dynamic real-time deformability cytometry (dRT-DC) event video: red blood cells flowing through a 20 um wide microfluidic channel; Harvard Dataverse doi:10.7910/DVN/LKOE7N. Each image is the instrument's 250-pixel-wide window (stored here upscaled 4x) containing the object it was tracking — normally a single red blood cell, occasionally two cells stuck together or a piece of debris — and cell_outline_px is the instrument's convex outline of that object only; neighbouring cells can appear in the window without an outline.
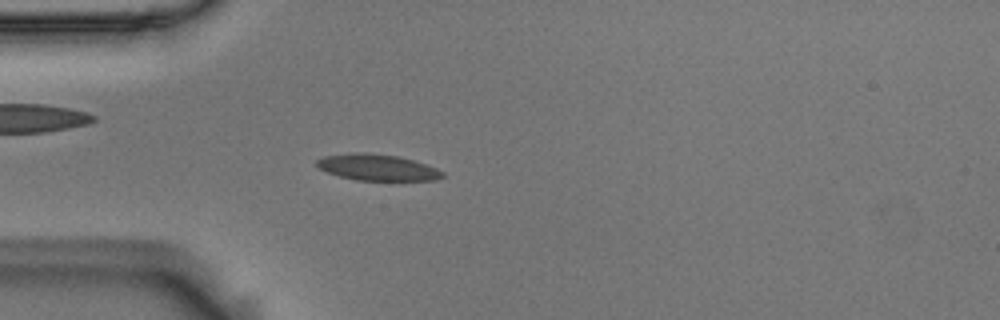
{"species": "Egyptian fruit bat (a non-hibernating species)", "species_latin": "Rousettus aegyptiacus", "temperature_condition": "room temperature", "stored_images_in_passage": 45, "camera_frame_rate_fps": 3000, "um_per_image_px": 0.085, "animal": {"sex": "male"}, "frame": {"image": 1, "passage_image": 15, "time_ms": 4.667, "image_size_px": [1000, 320], "cell_outline_px": [[444, 176], [436, 180], [356, 180], [340, 176], [328, 172], [320, 168], [316, 164], [316, 160], [324, 156], [352, 152], [368, 152], [396, 156], [412, 160], [436, 168], [444, 172]], "centroid_in_image_um": [32.06, 14.22], "position_along_channel_um": 52.9, "area_um2": 19.07}}
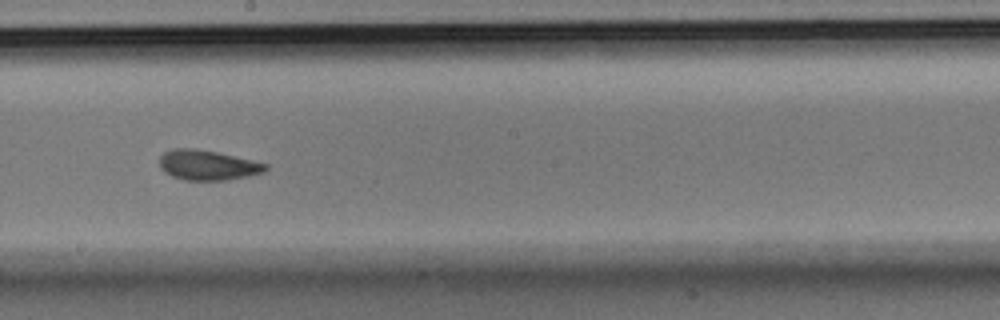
{"frame": {"image": 2, "passage_image": 30, "time_ms": 9.667, "image_size_px": [1000, 320], "cell_outline_px": [[268, 168], [264, 172], [248, 176], [228, 180], [184, 180], [172, 176], [164, 172], [160, 168], [160, 156], [164, 152], [172, 148], [196, 148], [216, 152], [252, 160], [268, 164]], "centroid_in_image_um": [17.63, 14.03], "position_along_channel_um": 230.6, "area_um2": 18.61}}
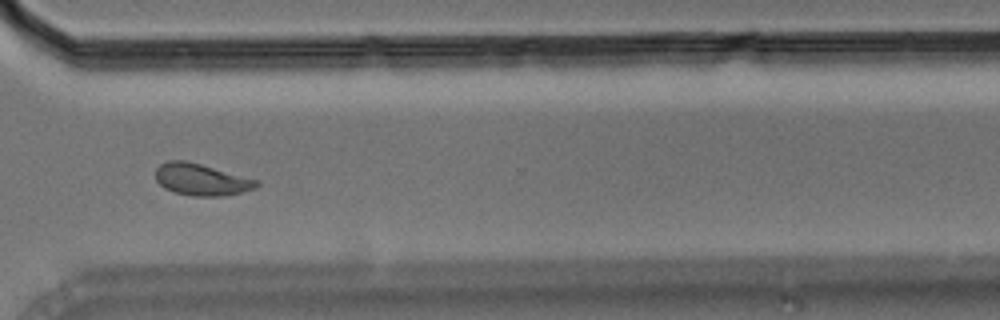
{"frame": {"image": 3, "passage_image": 40, "time_ms": 13.0, "image_size_px": [1000, 320], "cell_outline_px": [[260, 184], [256, 188], [224, 196], [192, 196], [176, 192], [164, 188], [156, 180], [156, 168], [160, 164], [168, 160], [184, 160], [200, 164], [260, 180]], "centroid_in_image_um": [17.13, 15.26], "position_along_channel_um": 353.5, "area_um2": 18.67}, "authors_computed_cell_mechanics": {"area_um2": 18.785, "velocity_mm_per_s": 3.6883, "shape_relaxation_time_tau1_ms": 10.9757, "shape_relaxation_time_tau2_ms": 1.9744, "deformation_change_tau1": 0.1849, "deformation_change_tau2": 0.0516}}